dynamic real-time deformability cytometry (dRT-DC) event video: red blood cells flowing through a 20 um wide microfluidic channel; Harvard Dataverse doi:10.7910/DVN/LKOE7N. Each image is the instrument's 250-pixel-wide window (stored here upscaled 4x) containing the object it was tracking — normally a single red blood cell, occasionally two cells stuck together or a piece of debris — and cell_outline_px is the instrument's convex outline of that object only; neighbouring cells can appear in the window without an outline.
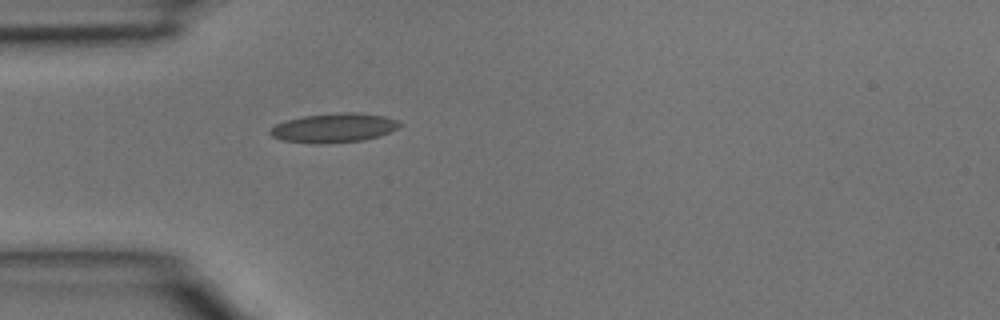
{"species": "common noctule bat (a hibernating species)", "species_latin": "Nyctalus noctula", "temperature_condition": "room temperature", "stored_images_in_passage": 1, "camera_frame_rate_fps": 3000, "um_per_image_px": 0.085, "animal": {"sex": "male", "body_mass_g": 15.6}, "frame": {"image": 1, "passage_image": 1, "time_ms": 0.0, "image_size_px": [1000, 320], "cell_outline_px": [[404, 124], [400, 128], [380, 136], [364, 140], [324, 144], [320, 144], [284, 140], [272, 136], [268, 132], [276, 124], [288, 120], [304, 116], [344, 112], [352, 112], [384, 116], [396, 120]], "centroid_in_image_um": [28.44, 10.87], "position_along_channel_um": 56.6, "area_um2": 21.96}}